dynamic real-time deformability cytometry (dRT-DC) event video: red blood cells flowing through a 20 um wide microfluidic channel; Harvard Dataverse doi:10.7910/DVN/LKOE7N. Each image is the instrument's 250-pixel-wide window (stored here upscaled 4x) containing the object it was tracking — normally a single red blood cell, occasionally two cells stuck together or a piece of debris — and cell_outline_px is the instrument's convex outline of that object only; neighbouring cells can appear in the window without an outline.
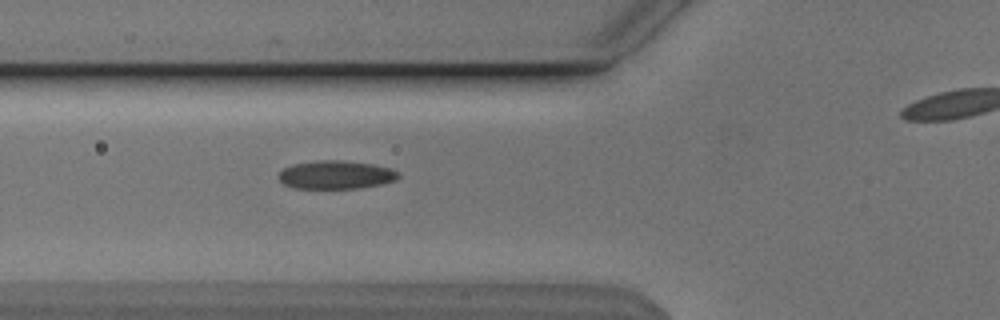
{"species": "Egyptian fruit bat (a non-hibernating species)", "species_latin": "Rousettus aegyptiacus", "temperature_condition": "cold", "stored_images_in_passage": 31, "camera_frame_rate_fps": 3000, "um_per_image_px": 0.085, "animal": {"sex": "male"}, "frame": {"image": 1, "passage_image": 4, "time_ms": 1.0, "image_size_px": [1000, 320], "cell_outline_px": [[400, 176], [396, 180], [380, 184], [360, 188], [292, 188], [284, 184], [276, 176], [284, 168], [292, 164], [316, 160], [340, 160], [372, 164], [392, 168]], "centroid_in_image_um": [28.52, 14.85], "position_along_channel_um": 97.3, "area_um2": 19.83}}
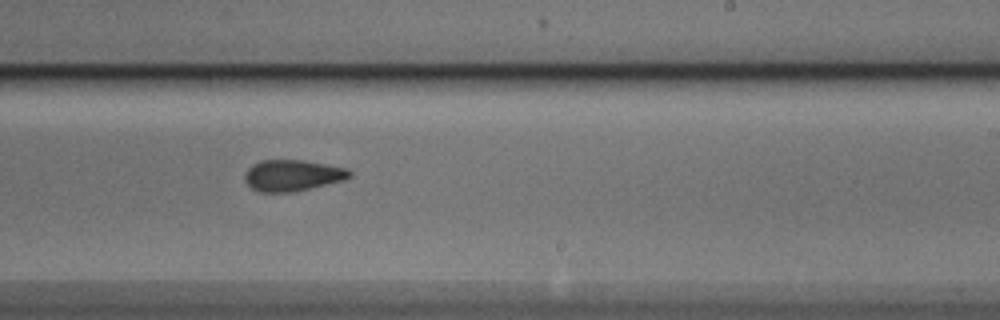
{"frame": {"image": 2, "passage_image": 17, "time_ms": 5.333, "image_size_px": [1000, 320], "cell_outline_px": [[352, 176], [344, 180], [292, 192], [260, 192], [252, 188], [244, 180], [244, 172], [252, 164], [260, 160], [304, 160], [348, 168], [352, 172]], "centroid_in_image_um": [24.85, 14.9], "position_along_channel_um": 264.1, "area_um2": 19.19}}
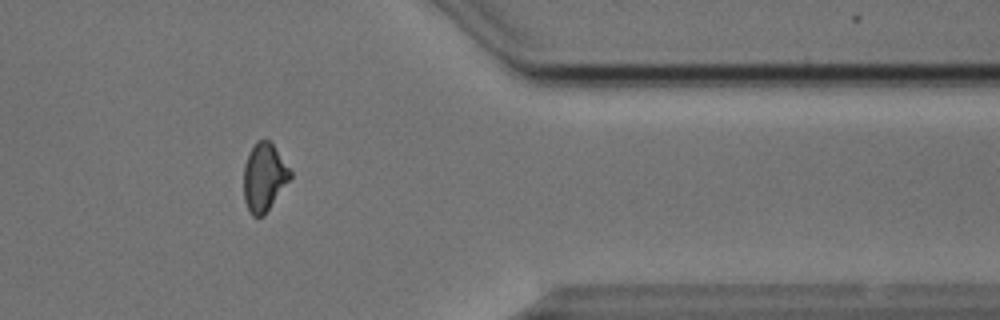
{"frame": {"image": 3, "passage_image": 28, "time_ms": 9.0, "image_size_px": [1000, 320], "cell_outline_px": [[292, 176], [264, 216], [252, 216], [248, 212], [244, 200], [244, 164], [256, 140], [268, 140], [272, 144], [292, 172]], "centroid_in_image_um": [22.43, 15.1], "position_along_channel_um": 389.0, "area_um2": 18.26}}